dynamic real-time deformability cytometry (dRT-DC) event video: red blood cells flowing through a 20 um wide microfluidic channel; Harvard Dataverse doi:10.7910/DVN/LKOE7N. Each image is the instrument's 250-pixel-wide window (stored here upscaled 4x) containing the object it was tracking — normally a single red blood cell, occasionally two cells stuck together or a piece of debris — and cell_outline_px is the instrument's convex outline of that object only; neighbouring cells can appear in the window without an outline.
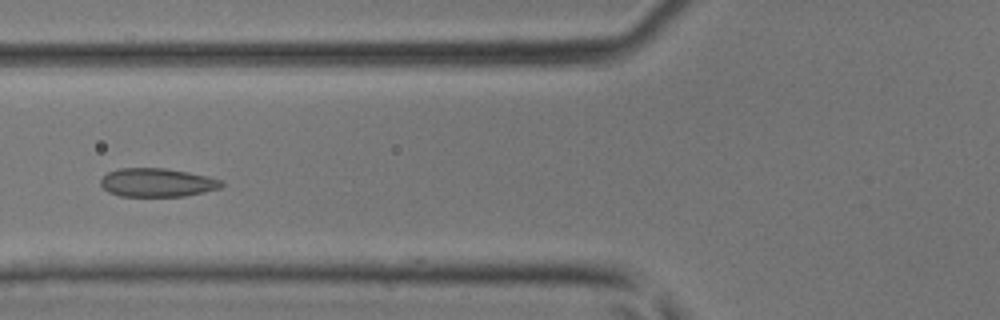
{"species": "common noctule bat (a hibernating species)", "species_latin": "Nyctalus noctula", "temperature_condition": "room temperature", "stored_images_in_passage": 34, "camera_frame_rate_fps": 3000, "um_per_image_px": 0.085, "animal": {"sex": "male", "body_mass_g": 17.9, "forearm_length_mm": 54.2}, "frame": {"image": 1, "passage_image": 6, "time_ms": 1.667, "image_size_px": [1000, 320], "cell_outline_px": [[224, 184], [220, 188], [204, 192], [184, 196], [120, 196], [108, 192], [100, 184], [100, 180], [108, 172], [120, 168], [168, 168], [208, 176], [220, 180]], "centroid_in_image_um": [13.35, 15.51], "position_along_channel_um": 112.4, "area_um2": 20.11}}
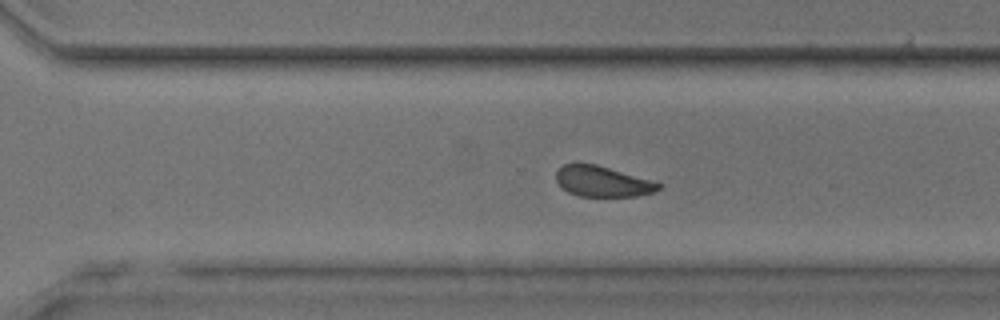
{"frame": {"image": 2, "passage_image": 20, "time_ms": 6.333, "image_size_px": [1000, 320], "cell_outline_px": [[664, 184], [660, 188], [652, 192], [636, 196], [580, 196], [568, 192], [556, 180], [556, 172], [564, 164], [596, 164]], "centroid_in_image_um": [51.22, 15.43], "position_along_channel_um": 319.4, "area_um2": 17.92}}
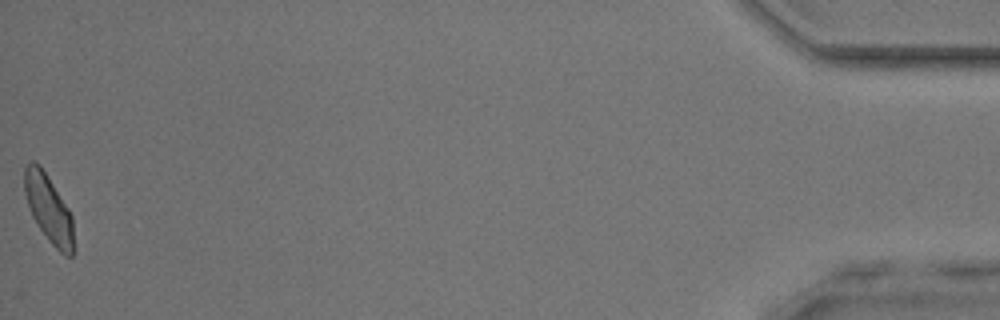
{"frame": {"image": 3, "passage_image": 34, "time_ms": 11.0, "image_size_px": [1000, 320], "cell_outline_px": [[72, 256], [64, 256], [48, 240], [32, 216], [24, 192], [24, 168], [28, 160], [36, 160], [40, 164], [68, 208], [72, 216]], "centroid_in_image_um": [4.1, 17.67], "position_along_channel_um": 431.1, "area_um2": 19.19}}